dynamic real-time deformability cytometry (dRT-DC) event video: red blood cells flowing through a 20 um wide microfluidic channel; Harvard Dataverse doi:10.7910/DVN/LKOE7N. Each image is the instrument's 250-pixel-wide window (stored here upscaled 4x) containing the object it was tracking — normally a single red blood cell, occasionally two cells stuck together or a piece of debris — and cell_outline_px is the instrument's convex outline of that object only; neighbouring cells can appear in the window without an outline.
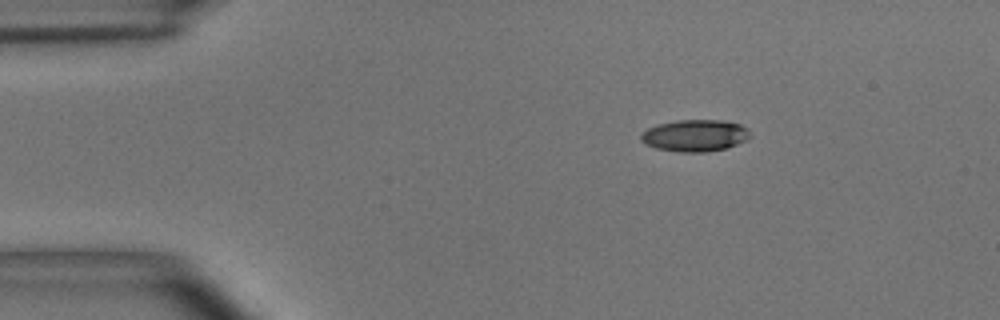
{"species": "common noctule bat (a hibernating species)", "species_latin": "Nyctalus noctula", "temperature_condition": "room temperature", "stored_images_in_passage": 50, "camera_frame_rate_fps": 3000, "um_per_image_px": 0.085, "animal": {"sex": "male", "body_mass_g": 15.6}, "frame": {"image": 1, "passage_image": 5, "time_ms": 1.333, "image_size_px": [1000, 320], "cell_outline_px": [[736, 128], [728, 144], [720, 148], [668, 148], [656, 144], [660, 128], [668, 124], [732, 124]], "centroid_in_image_um": [59.11, 11.54], "position_along_channel_um": 25.9, "area_um2": 12.37}}
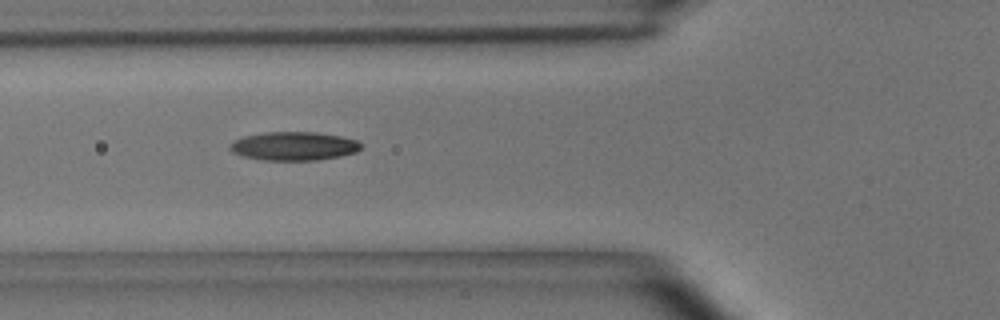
{"frame": {"image": 2, "passage_image": 16, "time_ms": 5.0, "image_size_px": [1000, 320], "cell_outline_px": [[356, 148], [344, 152], [324, 156], [264, 156], [280, 136], [324, 136], [344, 140], [356, 144]], "centroid_in_image_um": [26.26, 12.44], "position_along_channel_um": 99.5, "area_um2": 10.52}}
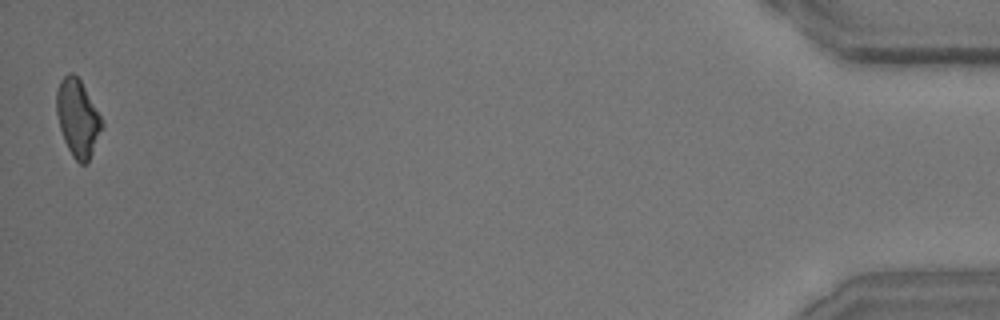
{"frame": {"image": 3, "passage_image": 50, "time_ms": 16.333, "image_size_px": [1000, 320], "cell_outline_px": [[100, 124], [88, 156], [84, 160], [76, 156], [68, 144], [68, 140], [76, 80], [80, 84]], "centroid_in_image_um": [6.99, 10.59], "position_along_channel_um": 428.2, "area_um2": 10.75}}